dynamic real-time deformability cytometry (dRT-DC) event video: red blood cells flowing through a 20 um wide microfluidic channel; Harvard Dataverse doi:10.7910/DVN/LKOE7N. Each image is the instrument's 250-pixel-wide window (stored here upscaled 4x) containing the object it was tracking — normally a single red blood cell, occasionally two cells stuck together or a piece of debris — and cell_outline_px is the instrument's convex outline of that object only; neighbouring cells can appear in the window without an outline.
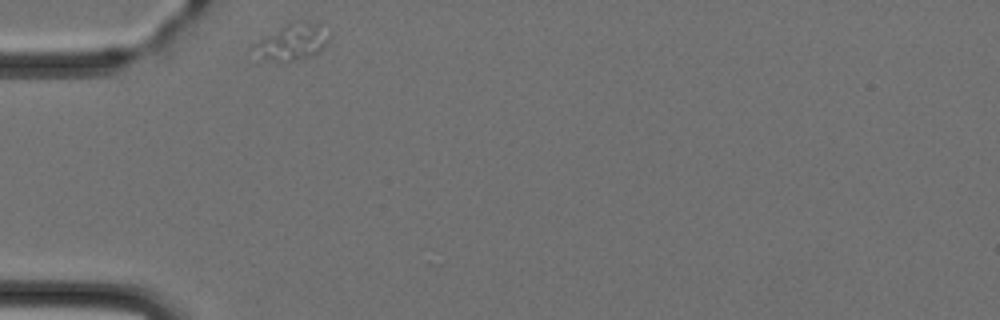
{"species": "Egyptian fruit bat (a non-hibernating species)", "species_latin": "Rousettus aegyptiacus", "temperature_condition": "cold", "stored_images_in_passage": 3, "camera_frame_rate_fps": 3000, "um_per_image_px": 0.085, "animal": {"sex": "female"}, "frame": {"image": 1, "passage_image": 3, "time_ms": 3.333, "image_size_px": [1000, 320], "cell_outline_px": [[332, 36], [316, 52], [308, 56], [280, 64], [264, 56], [252, 44], [292, 20], [300, 20], [320, 24]], "centroid_in_image_um": [24.9, 3.52], "position_along_channel_um": 60.1, "area_um2": 15.43}}